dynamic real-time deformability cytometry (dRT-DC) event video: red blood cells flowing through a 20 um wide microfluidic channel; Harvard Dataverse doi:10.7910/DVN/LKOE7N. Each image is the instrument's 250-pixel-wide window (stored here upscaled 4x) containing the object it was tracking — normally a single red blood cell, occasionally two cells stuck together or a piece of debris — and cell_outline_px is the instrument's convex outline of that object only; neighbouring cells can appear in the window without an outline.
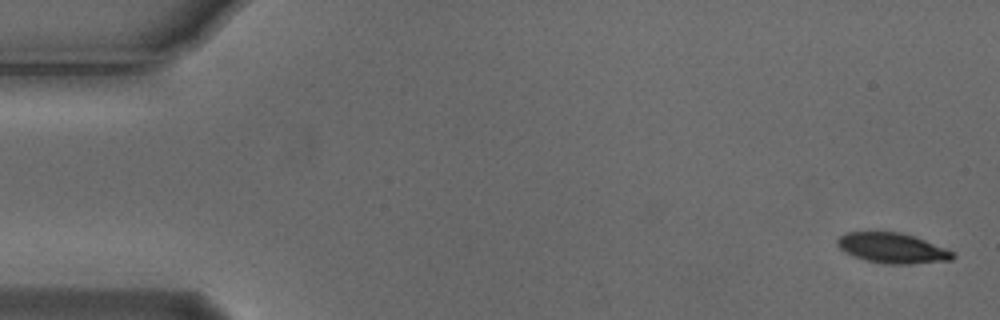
{"species": "Egyptian fruit bat (a non-hibernating species)", "species_latin": "Rousettus aegyptiacus", "temperature_condition": "cold", "stored_images_in_passage": 14, "camera_frame_rate_fps": 3000, "um_per_image_px": 0.085, "animal": {"sex": "male"}, "frame": {"image": 1, "passage_image": 1, "time_ms": 0.0, "image_size_px": [1000, 320], "cell_outline_px": [[956, 256], [952, 260], [912, 264], [884, 264], [852, 256], [840, 248], [836, 244], [836, 240], [844, 232], [900, 232], [924, 240], [944, 248], [952, 252]], "centroid_in_image_um": [75.82, 21.09], "position_along_channel_um": 9.2, "area_um2": 20.17}}
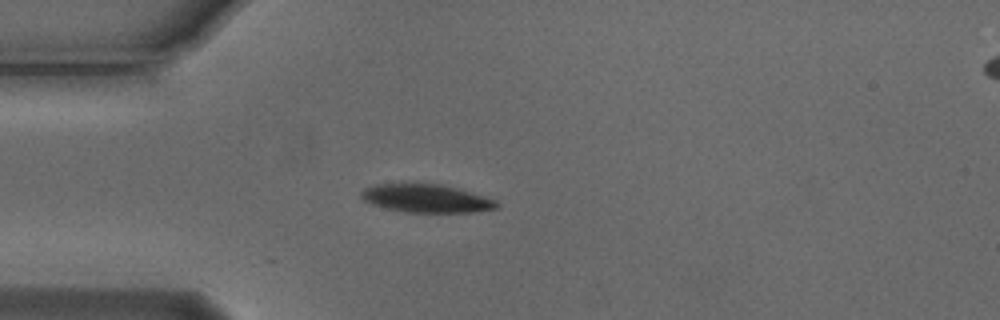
{"frame": {"image": 2, "passage_image": 14, "time_ms": 4.333, "image_size_px": [1000, 320], "cell_outline_px": [[500, 204], [496, 208], [472, 212], [404, 212], [384, 208], [372, 204], [364, 200], [360, 196], [360, 192], [364, 188], [376, 184], [444, 184], [460, 188], [496, 200]], "centroid_in_image_um": [36.24, 16.86], "position_along_channel_um": 48.8, "area_um2": 22.31}}